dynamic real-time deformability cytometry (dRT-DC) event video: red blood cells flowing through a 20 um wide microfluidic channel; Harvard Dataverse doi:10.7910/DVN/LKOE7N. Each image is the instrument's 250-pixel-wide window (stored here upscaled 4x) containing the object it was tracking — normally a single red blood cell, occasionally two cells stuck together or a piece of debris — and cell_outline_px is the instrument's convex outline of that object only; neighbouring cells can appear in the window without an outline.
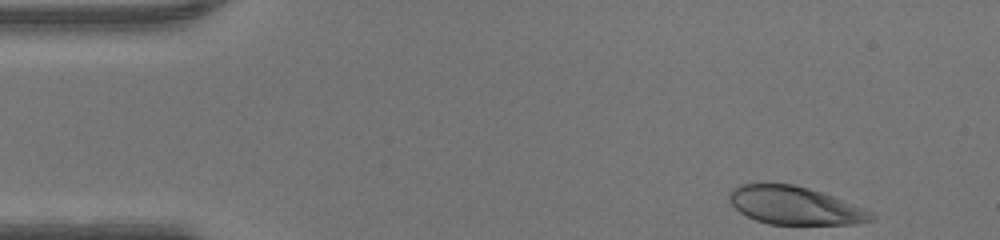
{"species": "human", "species_latin": "Homo sapiens", "temperature_condition": "warm", "stored_images_in_passage": 44, "camera_frame_rate_fps": 3000, "um_per_image_px": 0.085, "donor": {"sex": "male"}, "frame": {"image": 1, "passage_image": 1, "time_ms": 0.0, "image_size_px": [1000, 240], "cell_outline_px": [[876, 216], [872, 220], [856, 224], [768, 224], [756, 220], [740, 212], [728, 200], [728, 196], [732, 188], [740, 184], [792, 184], [808, 188], [832, 196], [864, 208], [872, 212]], "centroid_in_image_um": [67.55, 17.47], "position_along_channel_um": 17.4, "area_um2": 31.21}}
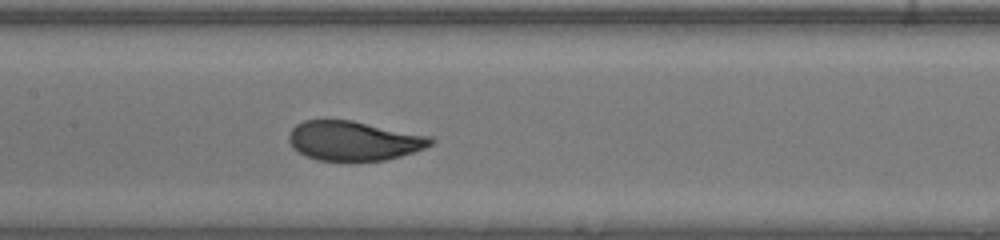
{"frame": {"image": 2, "passage_image": 19, "time_ms": 6.0, "image_size_px": [1000, 240], "cell_outline_px": [[436, 140], [432, 144], [424, 148], [400, 156], [384, 160], [352, 164], [316, 160], [292, 148], [288, 140], [288, 132], [296, 124], [304, 120], [352, 120], [432, 136]], "centroid_in_image_um": [30.06, 12.0], "position_along_channel_um": 177.3, "area_um2": 33.58}}
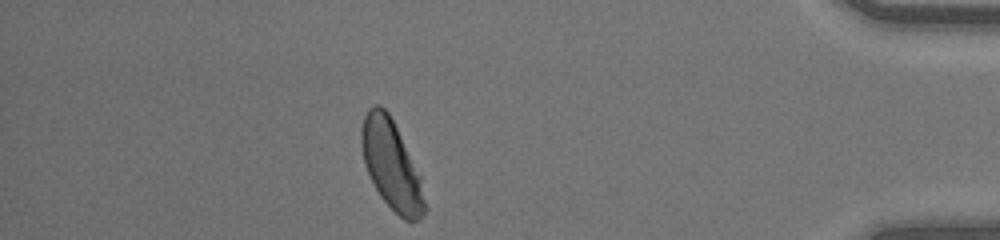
{"frame": {"image": 3, "passage_image": 38, "time_ms": 12.333, "image_size_px": [1000, 240], "cell_outline_px": [[428, 208], [416, 220], [404, 220], [380, 196], [364, 164], [360, 144], [360, 128], [364, 116], [368, 108], [372, 104], [380, 104], [388, 112], [420, 176]], "centroid_in_image_um": [33.24, 13.99], "position_along_channel_um": 402.0, "area_um2": 32.48}}